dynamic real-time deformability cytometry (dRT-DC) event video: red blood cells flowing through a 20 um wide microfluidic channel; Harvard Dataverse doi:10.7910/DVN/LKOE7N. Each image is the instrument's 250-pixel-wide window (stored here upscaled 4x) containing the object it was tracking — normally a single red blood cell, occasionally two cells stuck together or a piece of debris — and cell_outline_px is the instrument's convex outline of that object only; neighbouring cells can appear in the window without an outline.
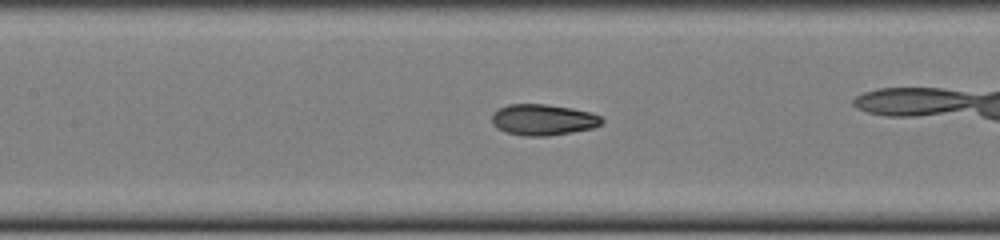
{"species": "common noctule bat (a hibernating species)", "species_latin": "Nyctalus noctula", "temperature_condition": "cold", "stored_images_in_passage": 40, "camera_frame_rate_fps": 3000, "um_per_image_px": 0.085, "animal": {"sex": "female", "body_mass_g": 22.0, "forearm_length_mm": 56.7}, "frame": {"image": 1, "passage_image": 23, "time_ms": 7.333, "image_size_px": [1000, 240], "cell_outline_px": [[604, 120], [600, 124], [592, 128], [572, 132], [548, 136], [524, 136], [504, 132], [496, 128], [492, 124], [492, 112], [508, 104], [544, 104], [572, 108], [592, 112], [600, 116]], "centroid_in_image_um": [46.13, 10.18], "position_along_channel_um": 161.3, "area_um2": 20.06}}
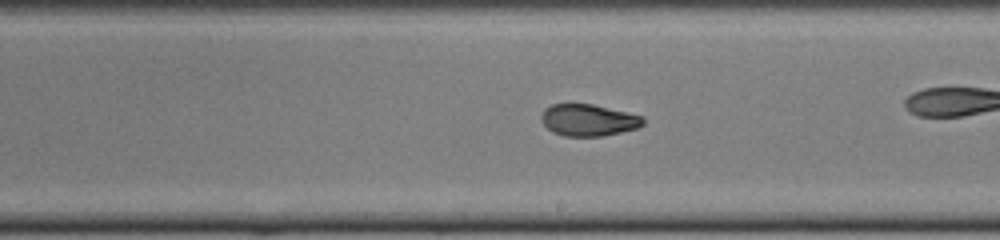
{"frame": {"image": 2, "passage_image": 29, "time_ms": 9.333, "image_size_px": [1000, 240], "cell_outline_px": [[644, 124], [636, 128], [620, 132], [600, 136], [564, 136], [552, 132], [540, 120], [540, 116], [544, 108], [552, 104], [592, 104], [644, 116]], "centroid_in_image_um": [49.99, 10.2], "position_along_channel_um": 239.0, "area_um2": 18.84}}